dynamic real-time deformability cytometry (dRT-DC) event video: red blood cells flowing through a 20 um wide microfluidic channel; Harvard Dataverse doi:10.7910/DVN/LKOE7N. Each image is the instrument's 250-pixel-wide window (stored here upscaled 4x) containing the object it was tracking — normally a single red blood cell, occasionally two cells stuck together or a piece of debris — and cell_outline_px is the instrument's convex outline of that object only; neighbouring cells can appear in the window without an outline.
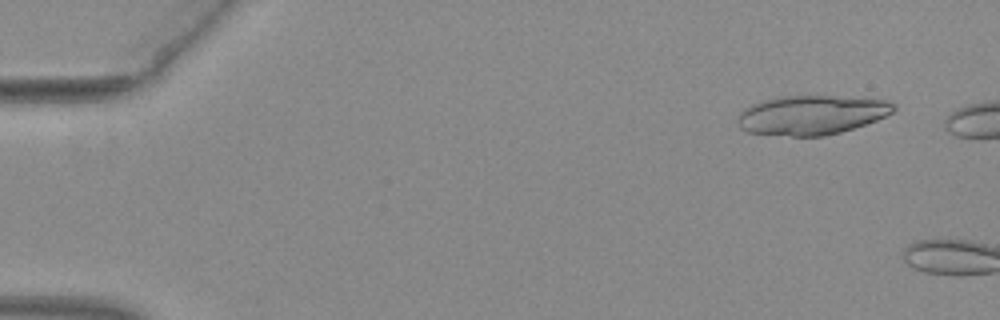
{"species": "common noctule bat (a hibernating species)", "species_latin": "Nyctalus noctula", "temperature_condition": "warm", "stored_images_in_passage": 6, "camera_frame_rate_fps": 3000, "um_per_image_px": 0.085, "animal": {"sex": "female", "body_mass_g": 29.2, "forearm_length_mm": 56.3}, "frame": {"image": 1, "passage_image": 4, "time_ms": 1.0, "image_size_px": [1000, 320], "cell_outline_px": [[896, 108], [892, 112], [876, 120], [840, 132], [824, 136], [792, 136], [748, 132], [740, 128], [736, 120], [740, 112], [744, 108], [752, 104], [776, 96], [832, 96], [888, 100], [896, 104]], "centroid_in_image_um": [68.95, 9.77], "position_along_channel_um": 16.0, "area_um2": 35.6}}